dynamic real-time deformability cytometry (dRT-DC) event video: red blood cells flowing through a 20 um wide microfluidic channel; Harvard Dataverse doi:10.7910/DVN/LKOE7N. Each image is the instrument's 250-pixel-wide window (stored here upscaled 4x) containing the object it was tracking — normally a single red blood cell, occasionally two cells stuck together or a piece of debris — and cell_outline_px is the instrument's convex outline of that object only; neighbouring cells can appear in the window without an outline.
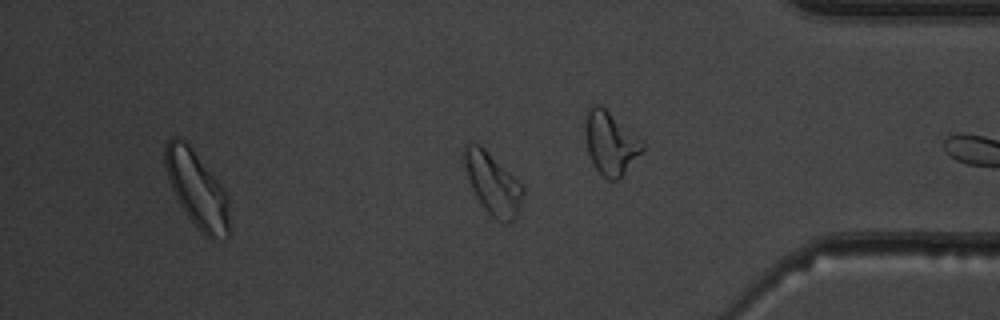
{"species": "common noctule bat (a hibernating species)", "species_latin": "Nyctalus noctula", "temperature_condition": "warm", "stored_images_in_passage": 37, "camera_frame_rate_fps": 3000, "um_per_image_px": 0.085, "animal": {"sex": "male", "body_mass_g": 19.5, "forearm_length_mm": 54.6}, "frame": {"image": 1, "passage_image": 32, "time_ms": 10.333, "image_size_px": [1000, 320], "cell_outline_px": [[524, 192], [516, 216], [508, 224], [504, 224], [496, 220], [484, 208], [476, 196], [468, 180], [464, 168], [464, 144], [480, 144], [524, 188]], "centroid_in_image_um": [41.85, 15.63], "position_along_channel_um": 393.3, "area_um2": 20.52}, "authors_computed_cell_mechanics": {"area_um2": 17.5134, "velocity_mm_per_s": 3.9707, "shape_relaxation_time_tau1_ms": 6.5434, "shape_relaxation_time_tau2_ms": 1.3674, "deformation_change_tau1": 0.123, "deformation_change_tau2": 0.0752}}